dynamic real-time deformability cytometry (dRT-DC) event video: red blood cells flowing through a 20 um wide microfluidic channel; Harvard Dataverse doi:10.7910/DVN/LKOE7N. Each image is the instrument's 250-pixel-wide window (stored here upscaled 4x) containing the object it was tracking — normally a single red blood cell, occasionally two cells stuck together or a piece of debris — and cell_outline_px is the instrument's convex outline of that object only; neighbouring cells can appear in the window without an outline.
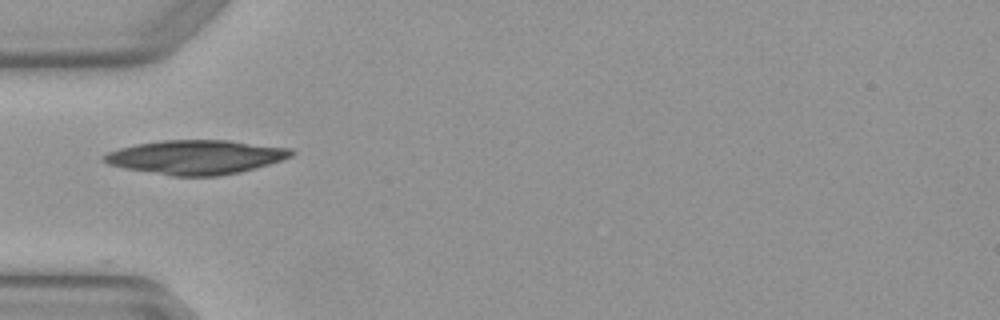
{"species": "Egyptian fruit bat (a non-hibernating species)", "species_latin": "Rousettus aegyptiacus", "temperature_condition": "warm", "stored_images_in_passage": 1, "camera_frame_rate_fps": 3000, "um_per_image_px": 0.085, "animal": {"sex": "female"}, "frame": {"image": 1, "passage_image": 1, "time_ms": 0.0, "image_size_px": [1000, 320], "cell_outline_px": [[296, 152], [292, 156], [268, 164], [240, 172], [220, 176], [172, 176], [124, 168], [108, 164], [100, 160], [100, 156], [108, 152], [120, 148], [136, 144], [160, 140], [228, 140], [292, 148]], "centroid_in_image_um": [16.63, 13.35], "position_along_channel_um": 68.4, "area_um2": 37.45}}